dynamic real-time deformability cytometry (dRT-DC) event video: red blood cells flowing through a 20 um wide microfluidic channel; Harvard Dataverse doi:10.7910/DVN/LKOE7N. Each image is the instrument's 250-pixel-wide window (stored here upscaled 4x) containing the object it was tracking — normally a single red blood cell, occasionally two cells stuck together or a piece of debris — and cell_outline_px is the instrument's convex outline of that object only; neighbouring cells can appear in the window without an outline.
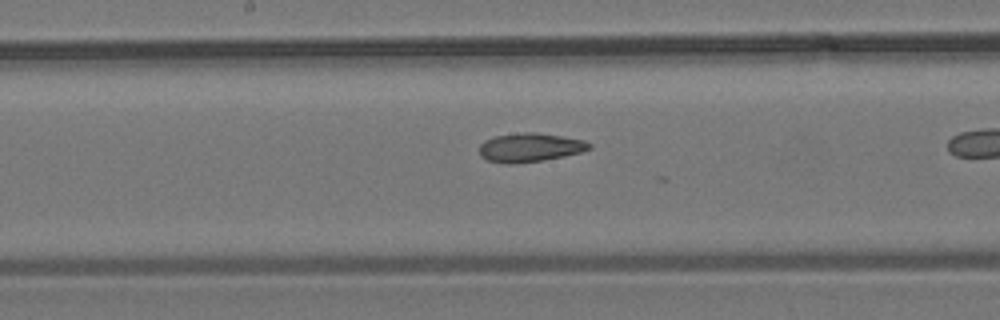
{"species": "common noctule bat (a hibernating species)", "species_latin": "Nyctalus noctula", "temperature_condition": "room temperature", "stored_images_in_passage": 22, "camera_frame_rate_fps": 3000, "um_per_image_px": 0.085, "animal": {"sex": "male", "body_mass_g": 19.2, "forearm_length_mm": 51.8}, "frame": {"image": 1, "passage_image": 15, "time_ms": 4.667, "image_size_px": [1000, 320], "cell_outline_px": [[592, 148], [580, 152], [564, 156], [516, 164], [508, 164], [488, 160], [480, 156], [480, 144], [484, 140], [492, 136], [524, 132], [536, 132], [584, 140], [592, 144]], "centroid_in_image_um": [45.02, 12.53], "position_along_channel_um": 203.2, "area_um2": 18.44}}